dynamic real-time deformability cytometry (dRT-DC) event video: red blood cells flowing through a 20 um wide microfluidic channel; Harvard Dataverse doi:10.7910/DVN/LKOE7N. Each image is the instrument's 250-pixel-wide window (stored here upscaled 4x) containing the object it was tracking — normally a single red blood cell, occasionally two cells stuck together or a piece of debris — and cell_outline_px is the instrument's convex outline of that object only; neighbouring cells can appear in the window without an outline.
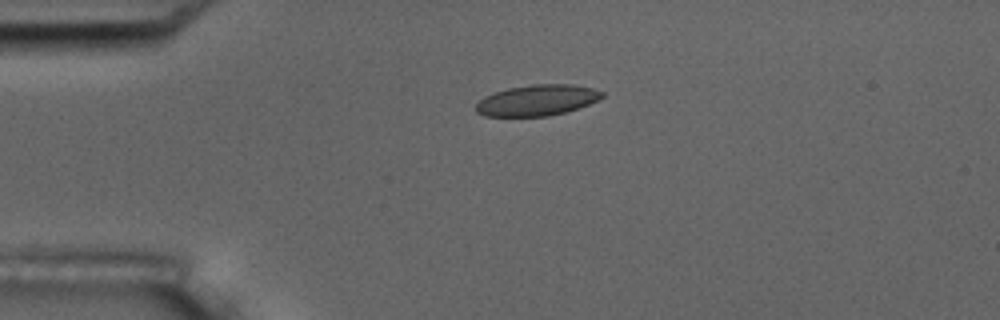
{"species": "common noctule bat (a hibernating species)", "species_latin": "Nyctalus noctula", "temperature_condition": "room temperature", "stored_images_in_passage": 4, "camera_frame_rate_fps": 3000, "um_per_image_px": 0.085, "animal": {"sex": "male", "body_mass_g": 17.5, "forearm_length_mm": 52.3}, "frame": {"image": 1, "passage_image": 4, "time_ms": 3.333, "image_size_px": [1000, 320], "cell_outline_px": [[604, 96], [588, 104], [564, 112], [548, 116], [484, 116], [476, 112], [476, 104], [484, 96], [508, 88], [532, 84], [572, 84], [592, 88], [604, 92]], "centroid_in_image_um": [45.63, 8.51], "position_along_channel_um": 39.4, "area_um2": 22.54}}